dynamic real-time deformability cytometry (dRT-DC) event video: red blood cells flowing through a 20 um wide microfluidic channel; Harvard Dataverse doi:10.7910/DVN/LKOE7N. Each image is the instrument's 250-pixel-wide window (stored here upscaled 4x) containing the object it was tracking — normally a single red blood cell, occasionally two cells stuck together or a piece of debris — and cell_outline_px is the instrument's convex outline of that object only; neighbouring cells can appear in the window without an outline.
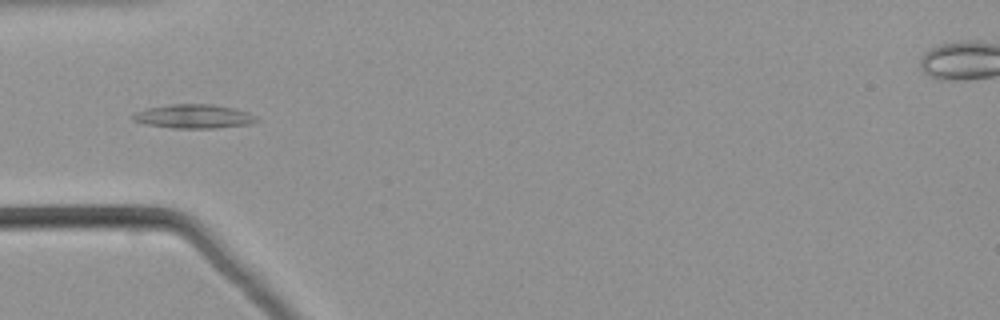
{"species": "common noctule bat (a hibernating species)", "species_latin": "Nyctalus noctula", "temperature_condition": "warm", "stored_images_in_passage": 18, "camera_frame_rate_fps": 3000, "um_per_image_px": 0.085, "animal": {"sex": "male", "body_mass_g": 21.5, "forearm_length_mm": 52.0}, "frame": {"image": 1, "passage_image": 7, "time_ms": 2.0, "image_size_px": [1000, 320], "cell_outline_px": [[260, 120], [248, 124], [216, 128], [172, 128], [144, 124], [132, 120], [132, 116], [136, 112], [148, 108], [168, 104], [212, 104], [232, 108], [248, 112], [256, 116]], "centroid_in_image_um": [16.46, 9.89], "position_along_channel_um": 68.5, "area_um2": 17.22}}
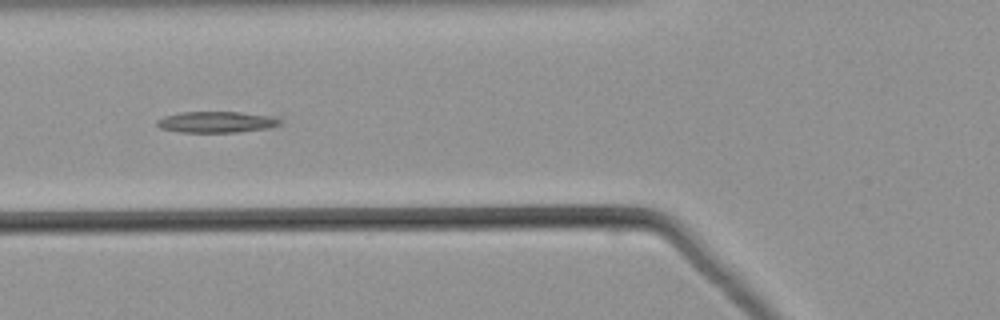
{"frame": {"image": 2, "passage_image": 10, "time_ms": 3.0, "image_size_px": [1000, 320], "cell_outline_px": [[284, 124], [272, 128], [240, 132], [180, 132], [160, 128], [156, 124], [156, 120], [164, 116], [180, 112], [240, 112], [276, 116], [284, 120]], "centroid_in_image_um": [18.51, 10.37], "position_along_channel_um": 107.3, "area_um2": 15.61}}
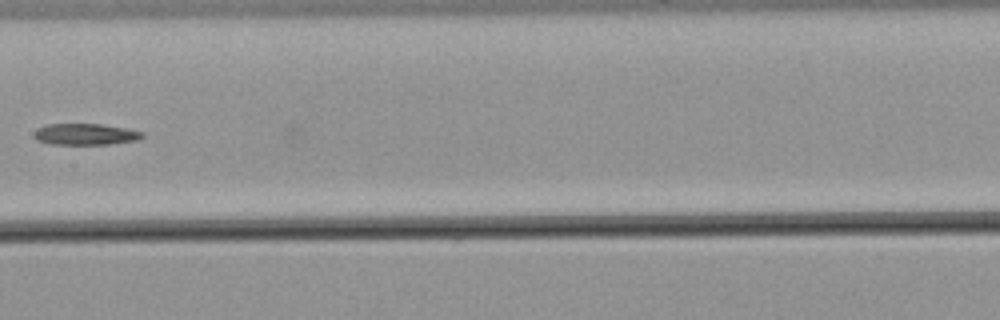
{"frame": {"image": 3, "passage_image": 17, "time_ms": 5.333, "image_size_px": [1000, 320], "cell_outline_px": [[144, 136], [136, 140], [108, 144], [48, 144], [36, 140], [32, 136], [36, 128], [48, 124], [100, 124], [128, 128], [144, 132]], "centroid_in_image_um": [7.22, 11.41], "position_along_channel_um": 200.2, "area_um2": 13.58}}